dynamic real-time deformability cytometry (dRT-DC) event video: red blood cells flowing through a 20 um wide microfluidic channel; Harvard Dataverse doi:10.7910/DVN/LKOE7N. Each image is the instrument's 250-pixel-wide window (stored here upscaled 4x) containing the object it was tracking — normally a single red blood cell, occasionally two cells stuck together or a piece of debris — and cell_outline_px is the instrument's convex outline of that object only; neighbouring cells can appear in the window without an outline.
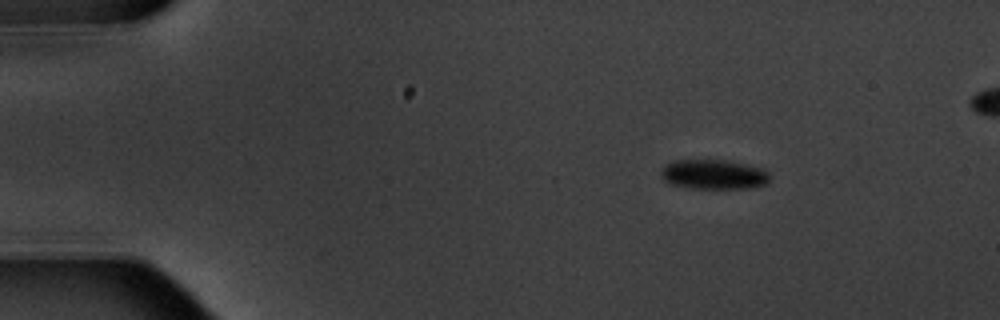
{"species": "common noctule bat (a hibernating species)", "species_latin": "Nyctalus noctula", "temperature_condition": "warm", "stored_images_in_passage": 9, "camera_frame_rate_fps": 3000, "um_per_image_px": 0.085, "animal": {"sex": "male", "body_mass_g": 20.1, "forearm_length_mm": 53.5}, "frame": {"image": 1, "passage_image": 1, "time_ms": 0.0, "image_size_px": [1000, 320], "cell_outline_px": [[768, 180], [764, 184], [748, 188], [692, 188], [672, 184], [664, 180], [660, 176], [660, 172], [672, 160], [728, 160], [760, 168], [768, 172]], "centroid_in_image_um": [60.63, 14.82], "position_along_channel_um": 24.4, "area_um2": 18.5}}